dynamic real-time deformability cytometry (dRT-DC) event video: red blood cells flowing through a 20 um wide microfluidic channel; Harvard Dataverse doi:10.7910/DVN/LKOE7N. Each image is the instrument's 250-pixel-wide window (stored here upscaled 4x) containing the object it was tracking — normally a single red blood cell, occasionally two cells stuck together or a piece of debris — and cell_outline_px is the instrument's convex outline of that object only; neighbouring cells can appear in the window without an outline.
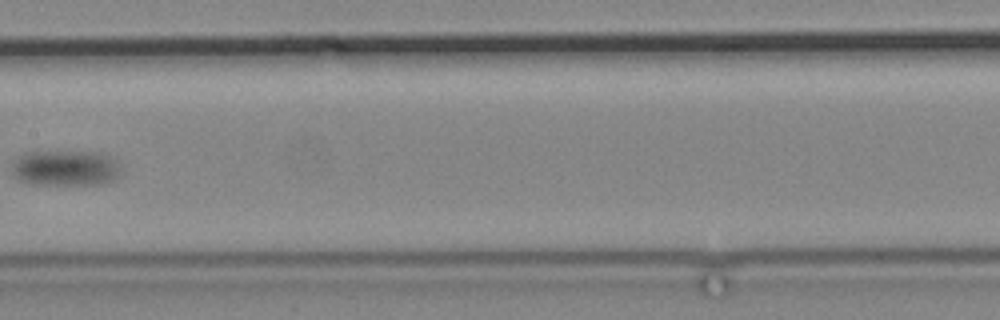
{"species": "common noctule bat (a hibernating species)", "species_latin": "Nyctalus noctula", "temperature_condition": "cold", "stored_images_in_passage": 18, "camera_frame_rate_fps": 3000, "um_per_image_px": 0.085, "animal": {"sex": "male", "body_mass_g": 19.2, "forearm_length_mm": 51.8}, "frame": {"image": 1, "passage_image": 16, "time_ms": 19.667, "image_size_px": [1000, 320], "cell_outline_px": [[120, 172], [116, 180], [104, 184], [32, 184], [16, 180], [12, 176], [12, 160], [16, 156], [24, 152], [100, 152], [112, 156], [120, 164]], "centroid_in_image_um": [5.55, 14.28], "position_along_channel_um": 201.9, "area_um2": 23.24}}
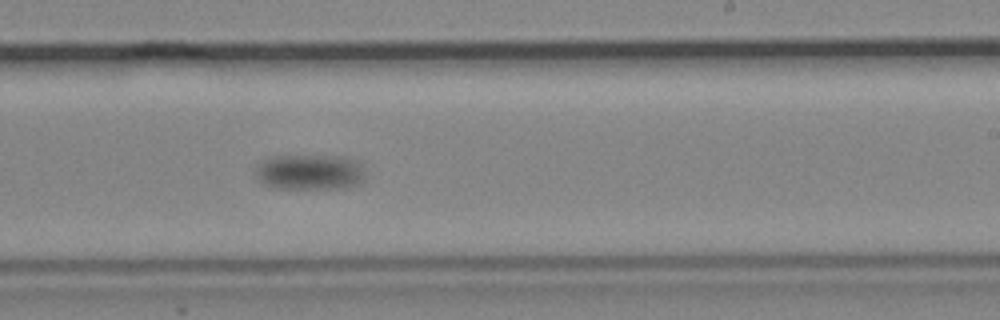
{"frame": {"image": 2, "passage_image": 18, "time_ms": 22.0, "image_size_px": [1000, 320], "cell_outline_px": [[364, 180], [360, 184], [344, 188], [276, 188], [264, 184], [260, 180], [256, 172], [256, 168], [264, 160], [272, 156], [344, 156], [360, 160], [364, 172]], "centroid_in_image_um": [26.41, 14.62], "position_along_channel_um": 262.6, "area_um2": 22.77}}